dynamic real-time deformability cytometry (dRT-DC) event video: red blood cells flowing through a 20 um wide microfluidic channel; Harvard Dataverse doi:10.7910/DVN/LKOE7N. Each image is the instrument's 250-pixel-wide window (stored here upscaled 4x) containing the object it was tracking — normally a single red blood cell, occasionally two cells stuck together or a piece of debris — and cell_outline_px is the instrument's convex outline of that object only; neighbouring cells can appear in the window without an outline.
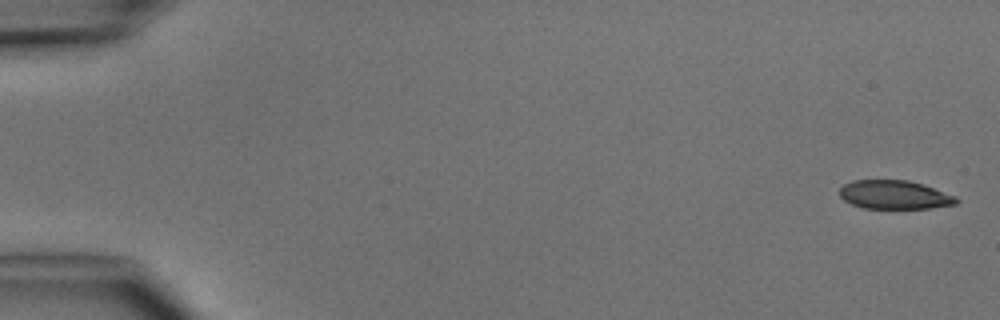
{"species": "common noctule bat (a hibernating species)", "species_latin": "Nyctalus noctula", "temperature_condition": "cold", "stored_images_in_passage": 7, "camera_frame_rate_fps": 3000, "um_per_image_px": 0.085, "animal": {"sex": "male", "body_mass_g": 15.6}, "frame": {"image": 1, "passage_image": 1, "time_ms": 0.0, "image_size_px": [1000, 320], "cell_outline_px": [[960, 200], [956, 204], [932, 208], [864, 208], [852, 204], [844, 200], [840, 196], [840, 188], [844, 184], [852, 180], [908, 180], [924, 184], [956, 196]], "centroid_in_image_um": [76.06, 16.55], "position_along_channel_um": 8.9, "area_um2": 19.59}}
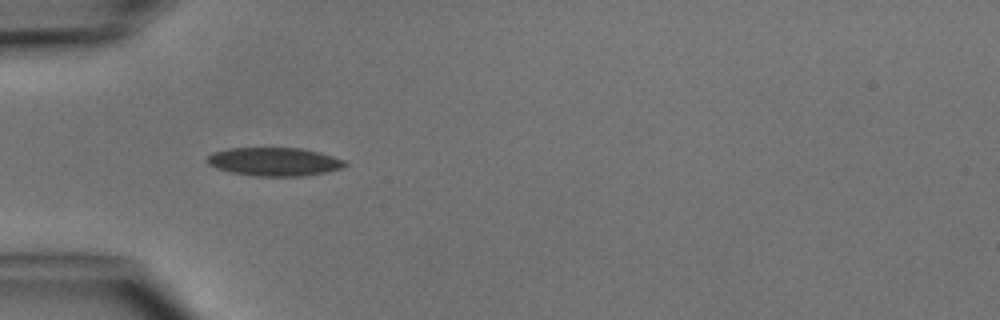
{"frame": {"image": 2, "passage_image": 5, "time_ms": 4.667, "image_size_px": [1000, 320], "cell_outline_px": [[348, 164], [344, 168], [304, 176], [256, 176], [232, 172], [216, 168], [208, 164], [204, 160], [212, 152], [228, 148], [300, 148], [320, 152], [344, 160]], "centroid_in_image_um": [23.3, 13.74], "position_along_channel_um": 61.7, "area_um2": 22.89}}
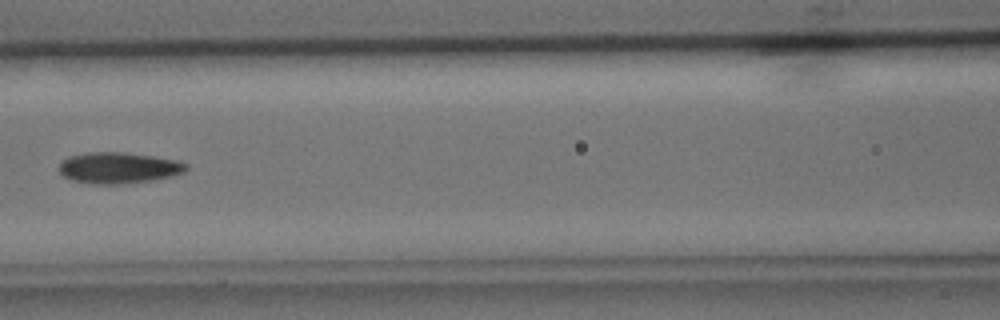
{"frame": {"image": 3, "passage_image": 7, "time_ms": 7.0, "image_size_px": [1000, 320], "cell_outline_px": [[188, 168], [184, 172], [172, 176], [152, 180], [116, 184], [92, 184], [72, 180], [64, 176], [60, 172], [60, 160], [68, 156], [88, 152], [120, 152], [152, 156], [176, 160], [188, 164]], "centroid_in_image_um": [10.06, 14.26], "position_along_channel_um": 156.5, "area_um2": 23.0}}